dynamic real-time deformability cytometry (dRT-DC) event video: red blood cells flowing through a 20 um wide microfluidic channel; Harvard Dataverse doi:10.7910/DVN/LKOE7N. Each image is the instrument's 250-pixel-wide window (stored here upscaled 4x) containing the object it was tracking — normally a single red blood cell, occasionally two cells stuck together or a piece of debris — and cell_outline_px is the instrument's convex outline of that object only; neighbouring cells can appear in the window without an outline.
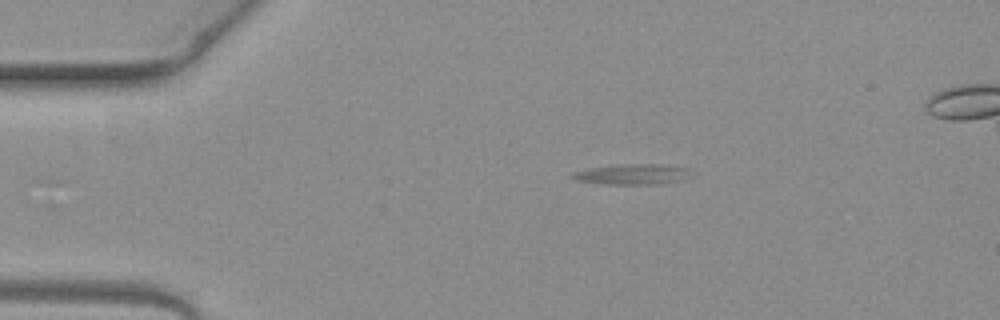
{"species": "common noctule bat (a hibernating species)", "species_latin": "Nyctalus noctula", "temperature_condition": "warm", "stored_images_in_passage": 3, "camera_frame_rate_fps": 3000, "um_per_image_px": 0.085, "animal": {"sex": "female", "body_mass_g": 19.3, "forearm_length_mm": 54.1}, "frame": {"image": 1, "passage_image": 1, "time_ms": 0.0, "image_size_px": [1000, 320], "cell_outline_px": [[688, 168], [680, 180], [660, 184], [608, 184], [580, 180], [572, 176], [576, 172], [588, 168], [620, 164], [648, 164]], "centroid_in_image_um": [53.69, 14.81], "position_along_channel_um": 31.3, "area_um2": 13.29}}